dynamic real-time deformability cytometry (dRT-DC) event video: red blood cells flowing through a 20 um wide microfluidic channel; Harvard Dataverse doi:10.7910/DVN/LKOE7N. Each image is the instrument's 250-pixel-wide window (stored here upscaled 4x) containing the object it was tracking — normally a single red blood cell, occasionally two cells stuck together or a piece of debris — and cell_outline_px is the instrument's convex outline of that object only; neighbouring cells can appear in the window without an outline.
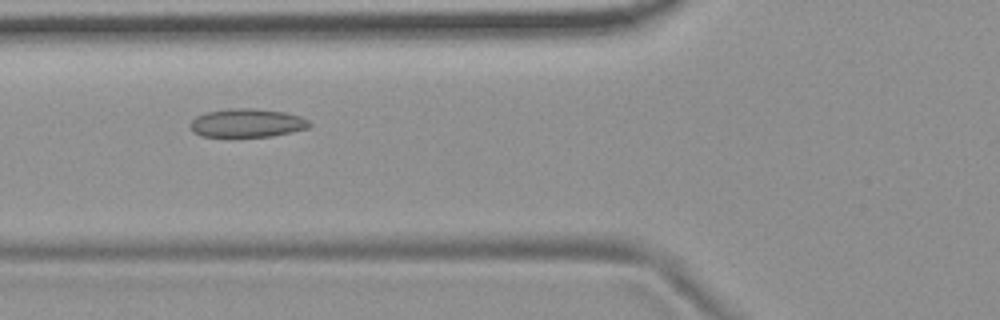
{"species": "common noctule bat (a hibernating species)", "species_latin": "Nyctalus noctula", "temperature_condition": "room temperature", "stored_images_in_passage": 5, "camera_frame_rate_fps": 3000, "um_per_image_px": 0.085, "animal": {"sex": "female", "body_mass_g": 19.9}, "frame": {"image": 1, "passage_image": 2, "time_ms": 1.0, "image_size_px": [1000, 320], "cell_outline_px": [[312, 124], [308, 128], [272, 136], [200, 136], [192, 132], [188, 124], [196, 116], [208, 112], [228, 108], [248, 108], [284, 112], [300, 116], [308, 120]], "centroid_in_image_um": [20.97, 10.45], "position_along_channel_um": 104.8, "area_um2": 19.71}}
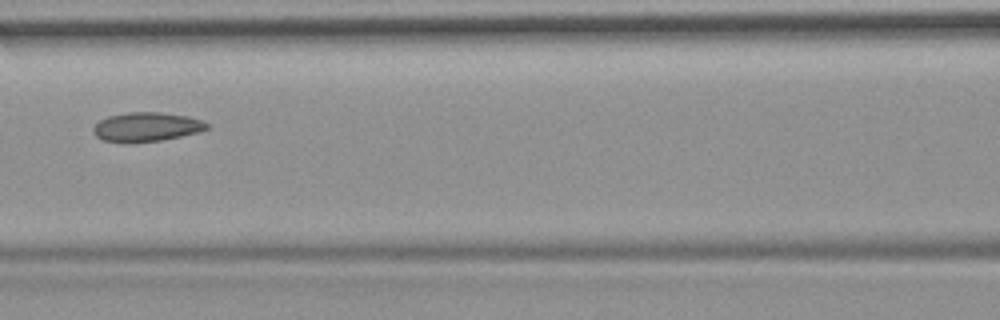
{"frame": {"image": 2, "passage_image": 3, "time_ms": 2.333, "image_size_px": [1000, 320], "cell_outline_px": [[208, 128], [200, 132], [160, 140], [128, 144], [124, 144], [104, 140], [96, 136], [92, 132], [92, 128], [100, 120], [108, 116], [128, 112], [160, 112], [188, 116], [200, 120], [208, 124]], "centroid_in_image_um": [12.41, 10.8], "position_along_channel_um": 154.2, "area_um2": 19.48}}
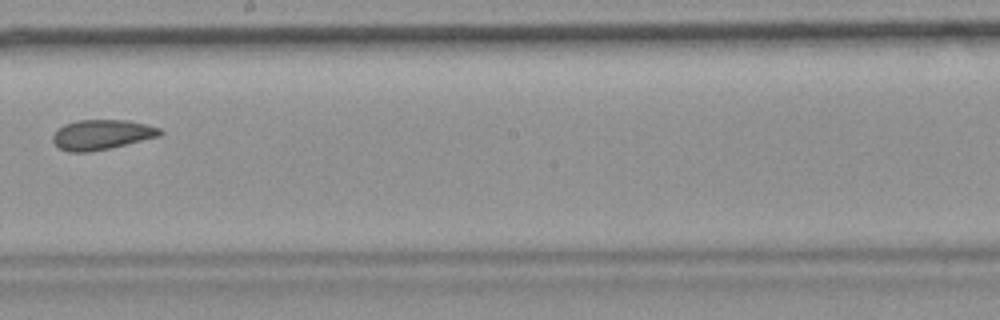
{"frame": {"image": 3, "passage_image": 5, "time_ms": 4.667, "image_size_px": [1000, 320], "cell_outline_px": [[164, 132], [160, 136], [108, 148], [88, 152], [68, 152], [60, 148], [52, 140], [52, 136], [64, 124], [76, 120], [128, 120], [160, 128]], "centroid_in_image_um": [8.65, 11.44], "position_along_channel_um": 239.6, "area_um2": 18.5}}